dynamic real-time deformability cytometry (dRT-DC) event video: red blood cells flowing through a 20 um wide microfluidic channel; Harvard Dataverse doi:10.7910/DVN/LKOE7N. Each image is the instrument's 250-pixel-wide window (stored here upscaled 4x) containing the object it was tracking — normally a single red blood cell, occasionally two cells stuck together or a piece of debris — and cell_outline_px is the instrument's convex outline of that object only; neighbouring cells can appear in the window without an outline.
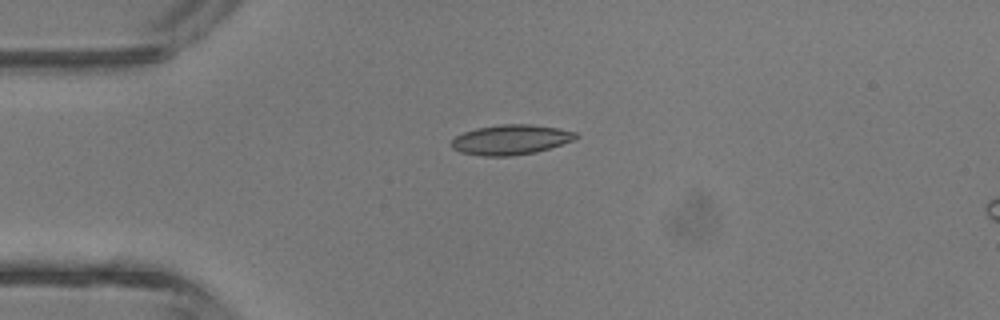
{"species": "common noctule bat (a hibernating species)", "species_latin": "Nyctalus noctula", "temperature_condition": "room temperature", "stored_images_in_passage": 4, "camera_frame_rate_fps": 3000, "um_per_image_px": 0.085, "animal": {"sex": "male", "body_mass_g": 13.3}, "frame": {"image": 1, "passage_image": 4, "time_ms": 3.333, "image_size_px": [1000, 320], "cell_outline_px": [[580, 136], [572, 140], [536, 152], [508, 156], [484, 156], [460, 152], [452, 148], [452, 140], [456, 136], [464, 132], [476, 128], [504, 124], [532, 124], [556, 128], [576, 132]], "centroid_in_image_um": [43.4, 11.87], "position_along_channel_um": 41.6, "area_um2": 21.44}}